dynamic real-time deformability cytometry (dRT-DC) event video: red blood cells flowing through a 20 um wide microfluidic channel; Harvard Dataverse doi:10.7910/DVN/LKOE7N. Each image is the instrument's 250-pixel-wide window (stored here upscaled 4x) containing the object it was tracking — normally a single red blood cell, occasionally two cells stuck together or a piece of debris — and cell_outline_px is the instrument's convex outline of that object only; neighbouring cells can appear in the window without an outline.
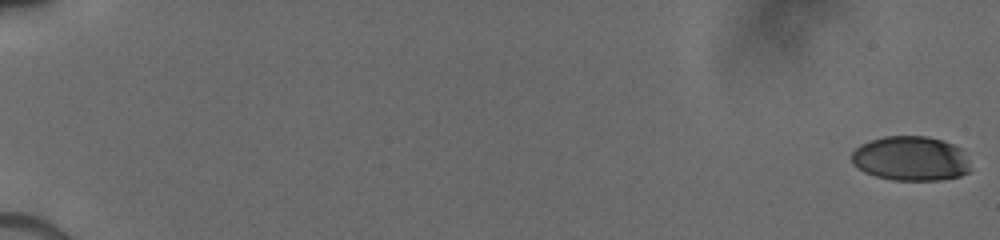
{"species": "human", "species_latin": "Homo sapiens", "temperature_condition": "cold", "stored_images_in_passage": 22, "camera_frame_rate_fps": 3000, "um_per_image_px": 0.085, "donor": {"sex": "male"}, "frame": {"image": 1, "passage_image": 1, "time_ms": 0.0, "image_size_px": [1000, 240], "cell_outline_px": [[968, 172], [960, 176], [940, 180], [892, 180], [876, 176], [864, 172], [852, 160], [852, 152], [860, 144], [884, 136], [928, 136], [952, 144], [960, 148], [968, 160]], "centroid_in_image_um": [77.41, 13.47], "position_along_channel_um": 7.6, "area_um2": 30.58}}
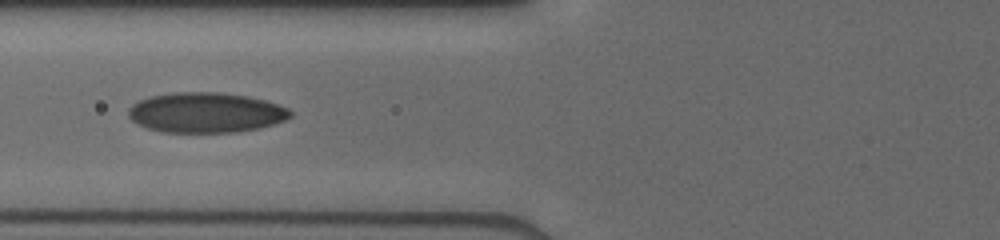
{"frame": {"image": 2, "passage_image": 13, "time_ms": 7.667, "image_size_px": [1000, 240], "cell_outline_px": [[292, 116], [276, 124], [260, 128], [236, 132], [160, 132], [148, 128], [132, 120], [128, 116], [128, 108], [132, 104], [140, 100], [152, 96], [172, 92], [220, 92], [248, 96], [264, 100], [288, 108], [292, 112]], "centroid_in_image_um": [17.51, 9.57], "position_along_channel_um": 108.3, "area_um2": 37.97}}
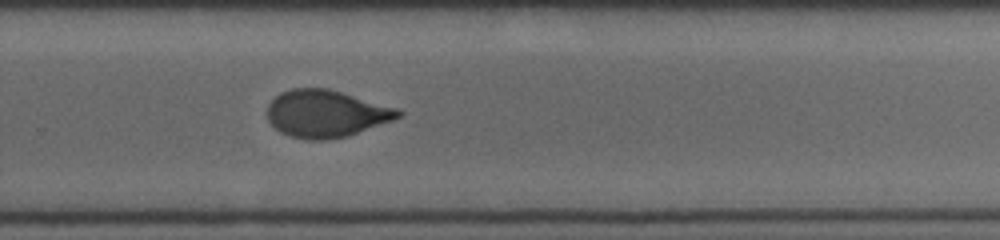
{"frame": {"image": 3, "passage_image": 22, "time_ms": 12.333, "image_size_px": [1000, 240], "cell_outline_px": [[404, 112], [400, 116], [392, 120], [348, 136], [324, 140], [308, 140], [292, 136], [280, 132], [268, 120], [268, 104], [280, 92], [292, 88], [328, 88], [400, 108]], "centroid_in_image_um": [27.73, 9.65], "position_along_channel_um": 302.1, "area_um2": 36.07}}